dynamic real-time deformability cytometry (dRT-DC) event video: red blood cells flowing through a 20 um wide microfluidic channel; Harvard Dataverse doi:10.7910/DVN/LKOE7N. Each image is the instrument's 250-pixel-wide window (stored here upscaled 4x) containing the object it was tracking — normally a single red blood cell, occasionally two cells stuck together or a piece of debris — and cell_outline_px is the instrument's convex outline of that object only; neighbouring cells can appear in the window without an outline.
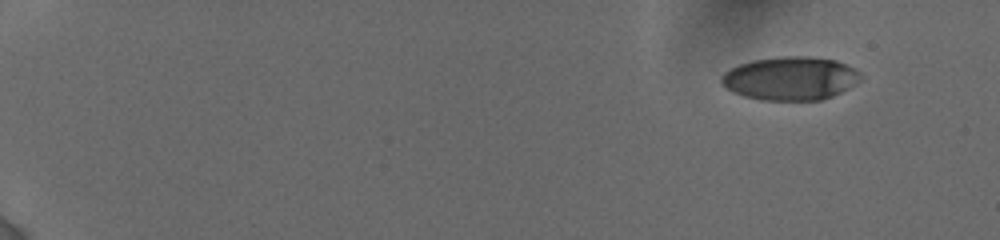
{"species": "human", "species_latin": "Homo sapiens", "temperature_condition": "cold", "stored_images_in_passage": 53, "camera_frame_rate_fps": 3000, "um_per_image_px": 0.085, "donor": {"sex": "female"}, "frame": {"image": 1, "passage_image": 1, "time_ms": 0.0, "image_size_px": [1000, 240], "cell_outline_px": [[864, 76], [856, 84], [832, 96], [820, 100], [760, 100], [744, 96], [732, 92], [720, 80], [720, 76], [728, 68], [752, 60], [784, 56], [808, 56], [836, 60], [856, 68]], "centroid_in_image_um": [67.2, 6.65], "position_along_channel_um": 17.8, "area_um2": 35.49}}
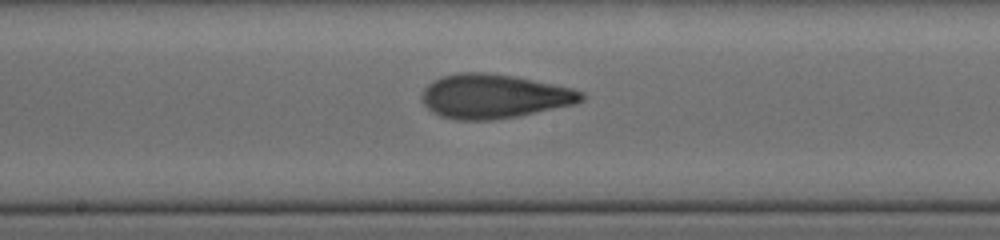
{"frame": {"image": 2, "passage_image": 30, "time_ms": 9.333, "image_size_px": [1000, 240], "cell_outline_px": [[584, 100], [576, 104], [516, 116], [492, 120], [456, 120], [440, 116], [432, 112], [424, 104], [420, 96], [424, 88], [428, 84], [444, 76], [460, 72], [484, 72], [512, 76], [572, 88], [584, 92]], "centroid_in_image_um": [41.98, 8.19], "position_along_channel_um": 206.2, "area_um2": 40.86}}
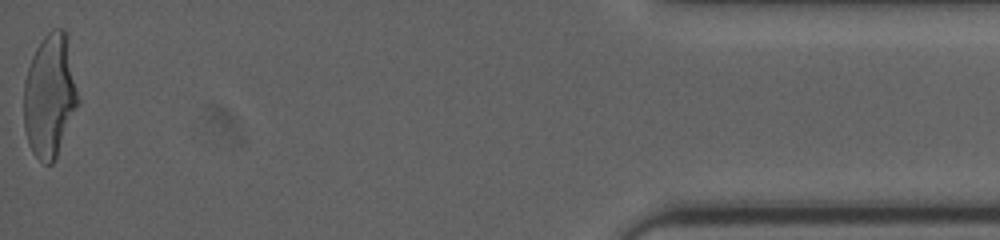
{"frame": {"image": 3, "passage_image": 53, "time_ms": 17.0, "image_size_px": [1000, 240], "cell_outline_px": [[80, 100], [56, 156], [52, 164], [44, 164], [32, 152], [28, 144], [24, 128], [24, 80], [32, 56], [36, 48], [44, 36], [52, 28], [64, 28], [68, 32]], "centroid_in_image_um": [4.25, 8.07], "position_along_channel_um": 430.9, "area_um2": 39.48}, "authors_computed_cell_mechanics": {"area_um2": 38.726, "velocity_mm_per_s": 3.8526, "shape_relaxation_time_tau1_ms": 6.7982, "shape_relaxation_time_tau2_ms": 1.3158, "deformation_change_tau1": 0.23, "deformation_change_tau2": 0.089}}